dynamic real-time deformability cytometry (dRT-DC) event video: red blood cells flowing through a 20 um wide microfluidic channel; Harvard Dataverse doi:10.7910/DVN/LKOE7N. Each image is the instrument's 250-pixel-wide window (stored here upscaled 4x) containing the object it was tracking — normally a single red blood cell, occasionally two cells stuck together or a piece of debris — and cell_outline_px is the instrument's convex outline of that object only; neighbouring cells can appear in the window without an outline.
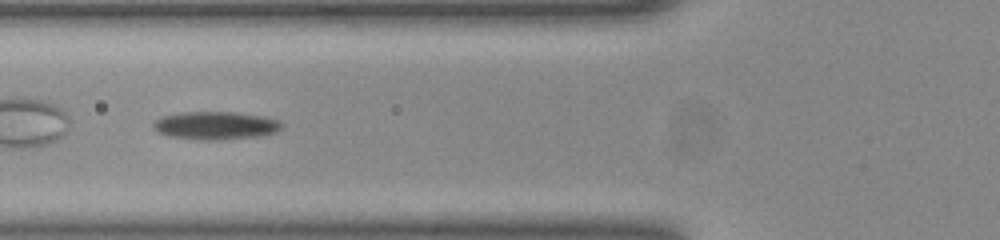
{"species": "common noctule bat (a hibernating species)", "species_latin": "Nyctalus noctula", "temperature_condition": "room temperature", "stored_images_in_passage": 40, "camera_frame_rate_fps": 3000, "um_per_image_px": 0.085, "animal": {"sex": "female", "body_mass_g": 23.0, "forearm_length_mm": 53.4}, "frame": {"image": 1, "passage_image": 9, "time_ms": 2.667, "image_size_px": [1000, 240], "cell_outline_px": [[284, 124], [280, 128], [272, 132], [260, 136], [216, 140], [208, 140], [172, 136], [160, 132], [152, 124], [160, 116], [180, 112], [236, 112], [264, 116], [280, 120]], "centroid_in_image_um": [18.36, 10.64], "position_along_channel_um": 107.4, "area_um2": 20.69}, "authors_computed_cell_mechanics": {"area_um2": 20.7213, "velocity_mm_per_s": 3.8069, "shape_relaxation_time_tau1_ms": 2.5408, "shape_relaxation_time_tau2_ms": null, "deformation_change_tau1": 0.0856, "deformation_change_tau2": null}}